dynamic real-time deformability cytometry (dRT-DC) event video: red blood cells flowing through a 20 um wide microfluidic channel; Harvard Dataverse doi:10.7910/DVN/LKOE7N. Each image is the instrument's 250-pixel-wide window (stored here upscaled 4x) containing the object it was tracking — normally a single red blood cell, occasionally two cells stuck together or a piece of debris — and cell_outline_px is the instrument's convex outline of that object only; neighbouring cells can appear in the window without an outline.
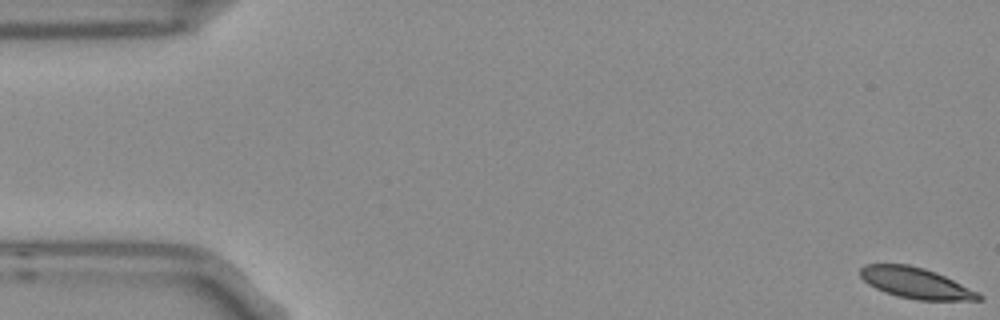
{"species": "Egyptian fruit bat (a non-hibernating species)", "species_latin": "Rousettus aegyptiacus", "temperature_condition": "room temperature", "stored_images_in_passage": 5, "camera_frame_rate_fps": 3000, "um_per_image_px": 0.085, "frame": {"image": 1, "passage_image": 1, "time_ms": 0.0, "image_size_px": [1000, 320], "cell_outline_px": [[984, 296], [980, 300], [916, 300], [896, 296], [884, 292], [868, 284], [860, 276], [860, 268], [864, 264], [908, 264], [924, 268], [936, 272]], "centroid_in_image_um": [77.78, 24.05], "position_along_channel_um": 7.2, "area_um2": 21.1}}
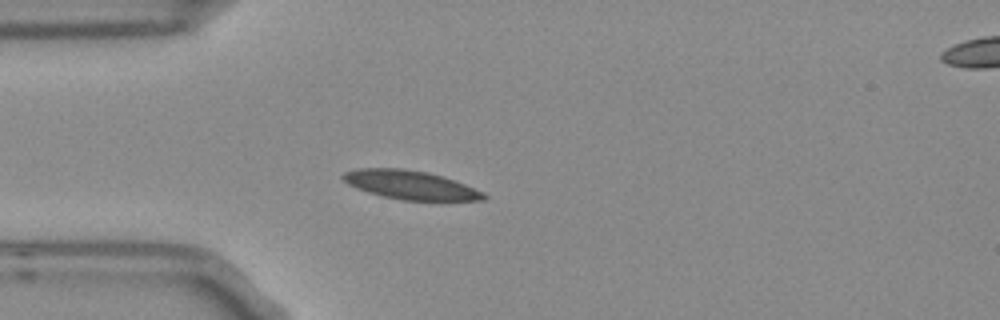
{"frame": {"image": 2, "passage_image": 4, "time_ms": 1.0, "image_size_px": [1000, 320], "cell_outline_px": [[488, 196], [484, 200], [400, 200], [380, 196], [356, 188], [348, 184], [340, 176], [344, 172], [356, 168], [400, 168], [428, 172], [444, 176], [484, 192]], "centroid_in_image_um": [34.86, 15.71], "position_along_channel_um": 50.1, "area_um2": 23.7}}